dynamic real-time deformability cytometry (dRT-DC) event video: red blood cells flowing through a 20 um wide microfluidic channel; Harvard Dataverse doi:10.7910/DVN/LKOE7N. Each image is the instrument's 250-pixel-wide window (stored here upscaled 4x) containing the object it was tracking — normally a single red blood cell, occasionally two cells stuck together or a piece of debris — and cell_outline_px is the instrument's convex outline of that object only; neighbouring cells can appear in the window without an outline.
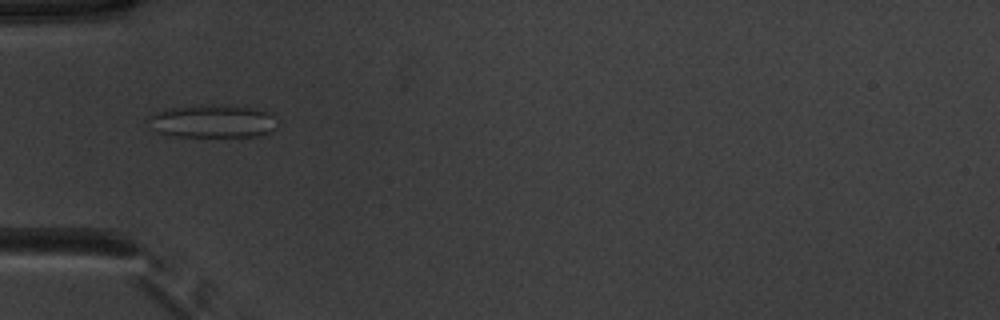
{"species": "common noctule bat (a hibernating species)", "species_latin": "Nyctalus noctula", "temperature_condition": "warm", "stored_images_in_passage": 38, "camera_frame_rate_fps": 3000, "um_per_image_px": 0.085, "animal": {"sex": "male", "body_mass_g": 20.1, "forearm_length_mm": 53.5}, "frame": {"image": 1, "passage_image": 4, "time_ms": 1.0, "image_size_px": [1000, 320], "cell_outline_px": [[276, 128], [260, 136], [164, 136], [148, 120], [148, 116], [156, 112], [172, 108], [248, 104], [268, 112], [272, 116]], "centroid_in_image_um": [18.14, 10.3], "position_along_channel_um": 66.9, "area_um2": 24.45}}
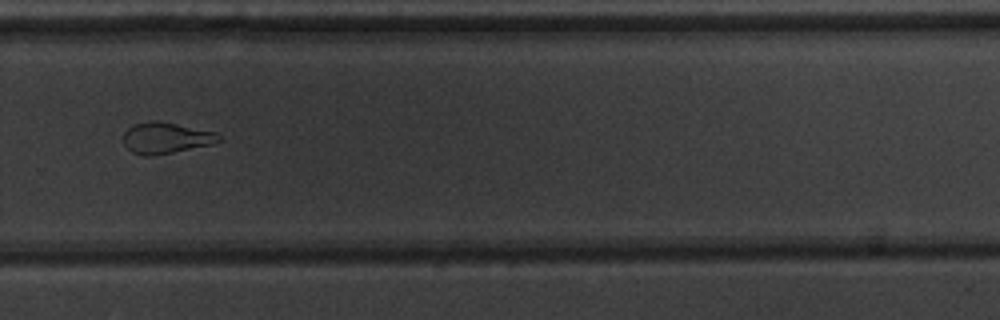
{"frame": {"image": 2, "passage_image": 23, "time_ms": 7.333, "image_size_px": [1000, 320], "cell_outline_px": [[224, 140], [212, 144], [152, 156], [144, 156], [132, 152], [124, 144], [124, 132], [132, 124], [152, 120], [160, 120], [216, 132]], "centroid_in_image_um": [14.11, 11.71], "position_along_channel_um": 315.7, "area_um2": 17.46}}
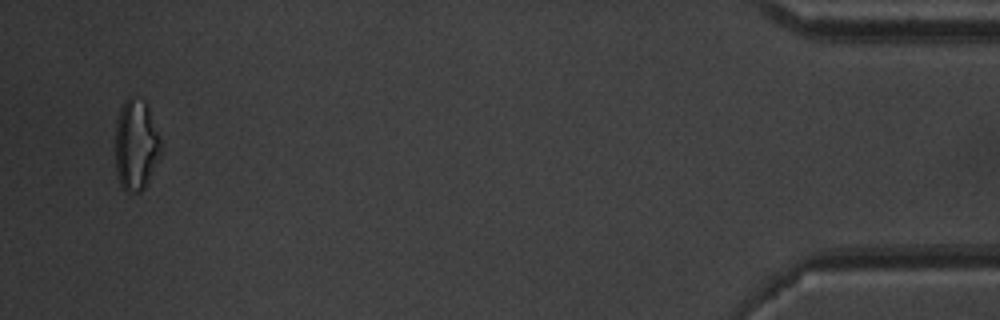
{"frame": {"image": 3, "passage_image": 37, "time_ms": 12.0, "image_size_px": [1000, 320], "cell_outline_px": [[160, 156], [144, 188], [140, 192], [124, 192], [120, 188], [116, 172], [116, 120], [120, 108], [124, 100], [128, 96], [132, 96], [144, 100], [148, 108], [160, 136]], "centroid_in_image_um": [11.54, 12.33], "position_along_channel_um": 423.7, "area_um2": 24.28}, "authors_computed_cell_mechanics": {"area_um2": 19.2763, "velocity_mm_per_s": 3.9453, "shape_relaxation_time_tau1_ms": null, "shape_relaxation_time_tau2_ms": 1.8826, "deformation_change_tau1": null, "deformation_change_tau2": 0.1}}